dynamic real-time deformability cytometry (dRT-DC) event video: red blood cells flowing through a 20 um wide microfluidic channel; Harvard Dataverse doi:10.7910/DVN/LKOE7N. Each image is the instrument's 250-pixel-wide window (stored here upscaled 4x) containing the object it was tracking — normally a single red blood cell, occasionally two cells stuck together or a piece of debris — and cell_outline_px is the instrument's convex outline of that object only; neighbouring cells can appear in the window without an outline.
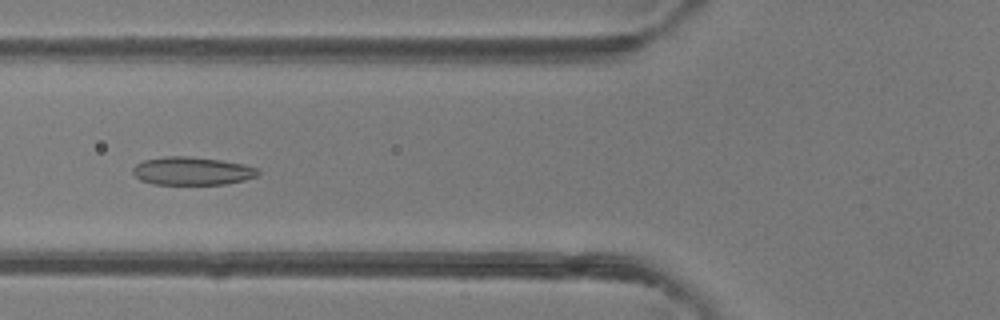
{"species": "common noctule bat (a hibernating species)", "species_latin": "Nyctalus noctula", "temperature_condition": "room temperature", "stored_images_in_passage": 40, "camera_frame_rate_fps": 3000, "um_per_image_px": 0.085, "animal": {"sex": "female"}, "frame": {"image": 1, "passage_image": 10, "time_ms": 3.0, "image_size_px": [1000, 320], "cell_outline_px": [[260, 172], [256, 176], [244, 180], [224, 184], [152, 184], [140, 180], [132, 172], [132, 168], [136, 164], [144, 160], [164, 156], [188, 156], [220, 160], [244, 164], [260, 168]], "centroid_in_image_um": [16.33, 14.53], "position_along_channel_um": 109.5, "area_um2": 20.58}}
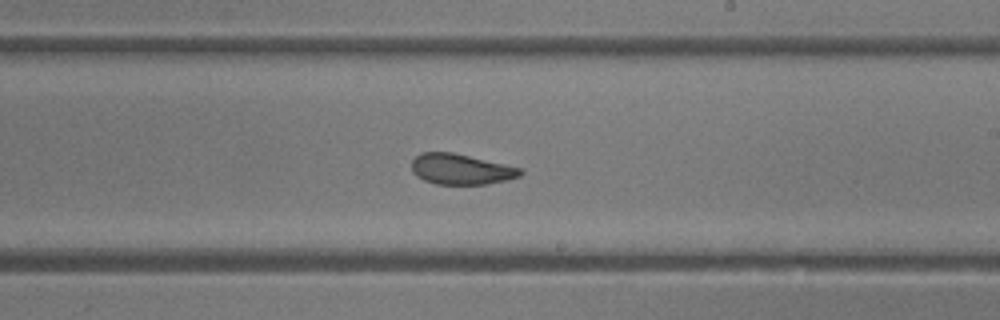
{"frame": {"image": 2, "passage_image": 20, "time_ms": 6.333, "image_size_px": [1000, 320], "cell_outline_px": [[524, 172], [520, 176], [508, 180], [488, 184], [436, 184], [424, 180], [416, 176], [412, 172], [412, 160], [420, 152], [452, 152], [504, 164], [520, 168]], "centroid_in_image_um": [39.17, 14.39], "position_along_channel_um": 249.8, "area_um2": 19.36}}
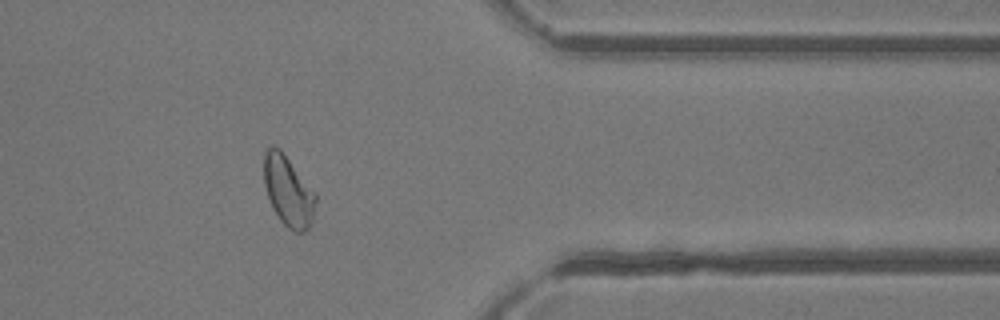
{"frame": {"image": 3, "passage_image": 31, "time_ms": 10.0, "image_size_px": [1000, 320], "cell_outline_px": [[316, 200], [312, 224], [304, 232], [296, 232], [288, 228], [280, 220], [272, 208], [264, 184], [264, 152], [272, 144], [276, 144], [280, 148], [316, 192]], "centroid_in_image_um": [24.51, 16.22], "position_along_channel_um": 386.9, "area_um2": 21.5}, "authors_computed_cell_mechanics": {"area_um2": 21.2415, "velocity_mm_per_s": 4.2172, "shape_relaxation_time_tau1_ms": 9.5028, "shape_relaxation_time_tau2_ms": 2.2119, "deformation_change_tau1": 0.2093, "deformation_change_tau2": 0.0707}}